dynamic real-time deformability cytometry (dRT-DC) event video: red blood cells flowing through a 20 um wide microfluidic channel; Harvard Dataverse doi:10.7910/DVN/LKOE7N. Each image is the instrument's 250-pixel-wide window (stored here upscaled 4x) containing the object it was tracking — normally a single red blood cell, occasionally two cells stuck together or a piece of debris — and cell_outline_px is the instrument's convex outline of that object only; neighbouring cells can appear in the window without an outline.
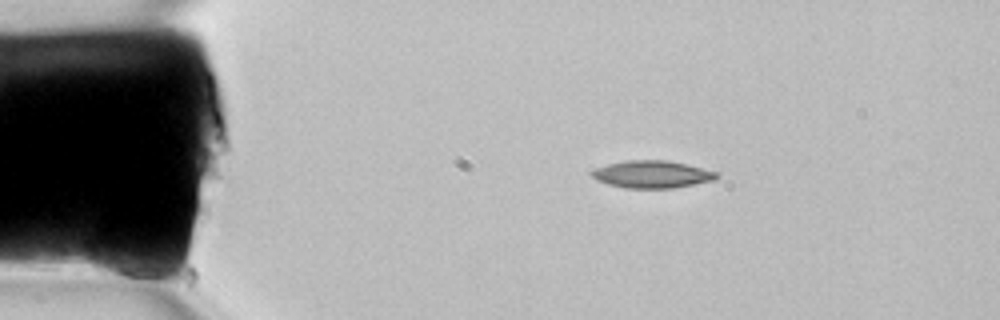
{"species": "common noctule bat (a hibernating species)", "species_latin": "Nyctalus noctula", "temperature_condition": "room temperature", "stored_images_in_passage": 3, "camera_frame_rate_fps": 3000, "um_per_image_px": 0.085, "animal": {"sex": "female", "body_mass_g": 22.7, "forearm_length_mm": 54.2}, "frame": {"image": 1, "passage_image": 1, "time_ms": 0.0, "image_size_px": [1000, 320], "cell_outline_px": [[160, 272], [156, 276], [112, 276], [92, 272], [88, 264], [88, 256], [92, 240], [104, 240], [136, 256]], "centroid_in_image_um": [9.92, 22.22], "position_along_channel_um": 75.1, "area_um2": 11.91}}